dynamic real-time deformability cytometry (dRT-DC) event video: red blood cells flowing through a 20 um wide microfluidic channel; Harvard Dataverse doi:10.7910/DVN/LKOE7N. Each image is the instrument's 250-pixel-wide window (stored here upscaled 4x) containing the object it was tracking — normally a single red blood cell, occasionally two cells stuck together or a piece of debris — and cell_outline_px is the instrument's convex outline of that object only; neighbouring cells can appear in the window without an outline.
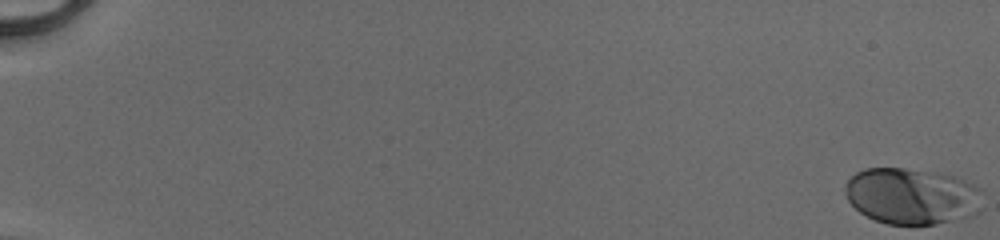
{"species": "human", "species_latin": "Homo sapiens", "temperature_condition": "cold", "stored_images_in_passage": 53, "camera_frame_rate_fps": 3000, "um_per_image_px": 0.085, "donor": {"sex": "male"}, "frame": {"image": 1, "passage_image": 1, "time_ms": 0.0, "image_size_px": [1000, 240], "cell_outline_px": [[984, 208], [980, 212], [968, 216], [936, 224], [888, 224], [876, 220], [860, 212], [848, 200], [844, 192], [844, 188], [848, 180], [856, 172], [864, 168], [904, 168], [948, 172], [980, 188]], "centroid_in_image_um": [77.55, 16.64], "position_along_channel_um": 7.4, "area_um2": 45.66}}
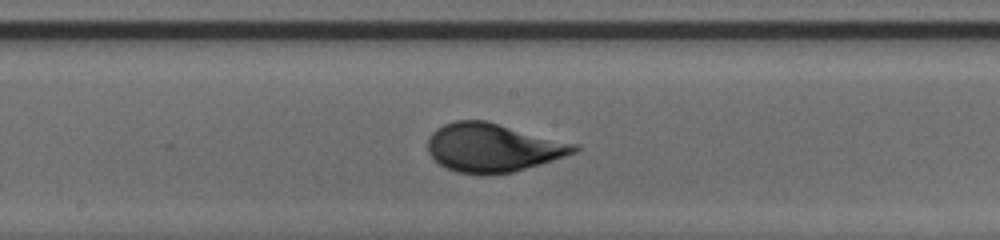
{"frame": {"image": 2, "passage_image": 31, "time_ms": 10.0, "image_size_px": [1000, 240], "cell_outline_px": [[580, 148], [576, 152], [540, 164], [512, 172], [456, 172], [440, 164], [428, 152], [428, 140], [432, 132], [436, 128], [444, 124], [456, 120], [488, 120], [580, 144]], "centroid_in_image_um": [41.94, 12.49], "position_along_channel_um": 206.3, "area_um2": 41.1}}
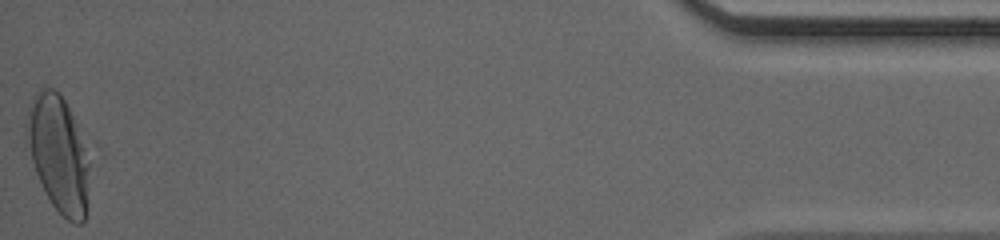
{"frame": {"image": 3, "passage_image": 53, "time_ms": 17.333, "image_size_px": [1000, 240], "cell_outline_px": [[88, 208], [84, 220], [80, 224], [72, 224], [52, 204], [36, 172], [24, 140], [24, 124], [28, 104], [32, 96], [40, 88], [52, 88], [60, 92], [88, 148]], "centroid_in_image_um": [4.94, 13.03], "position_along_channel_um": 430.3, "area_um2": 43.12}, "authors_computed_cell_mechanics": {"area_um2": 40.5756, "velocity_mm_per_s": 4.0999, "shape_relaxation_time_tau1_ms": 3.5533, "shape_relaxation_time_tau2_ms": null, "deformation_change_tau1": 0.1706, "deformation_change_tau2": null}}